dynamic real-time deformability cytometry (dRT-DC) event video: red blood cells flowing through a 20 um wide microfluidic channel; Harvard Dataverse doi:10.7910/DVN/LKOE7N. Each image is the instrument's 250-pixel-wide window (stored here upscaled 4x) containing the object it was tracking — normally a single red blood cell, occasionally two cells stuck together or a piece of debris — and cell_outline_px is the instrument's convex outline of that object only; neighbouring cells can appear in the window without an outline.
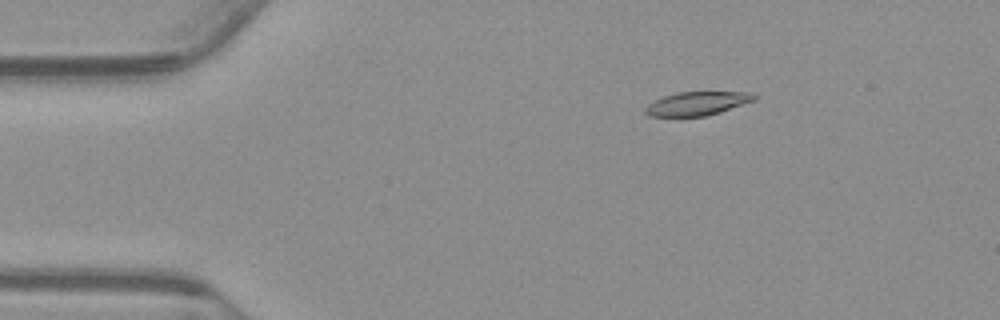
{"species": "common noctule bat (a hibernating species)", "species_latin": "Nyctalus noctula", "temperature_condition": "warm", "stored_images_in_passage": 56, "camera_frame_rate_fps": 3000, "um_per_image_px": 0.085, "animal": {"sex": "male", "body_mass_g": 23.1, "forearm_length_mm": 52.7}, "frame": {"image": 1, "passage_image": 9, "time_ms": 2.667, "image_size_px": [1000, 320], "cell_outline_px": [[756, 100], [720, 112], [704, 116], [648, 116], [644, 112], [644, 108], [648, 104], [664, 96], [676, 92], [752, 92], [756, 96]], "centroid_in_image_um": [59.26, 8.79], "position_along_channel_um": 25.7, "area_um2": 14.97}}
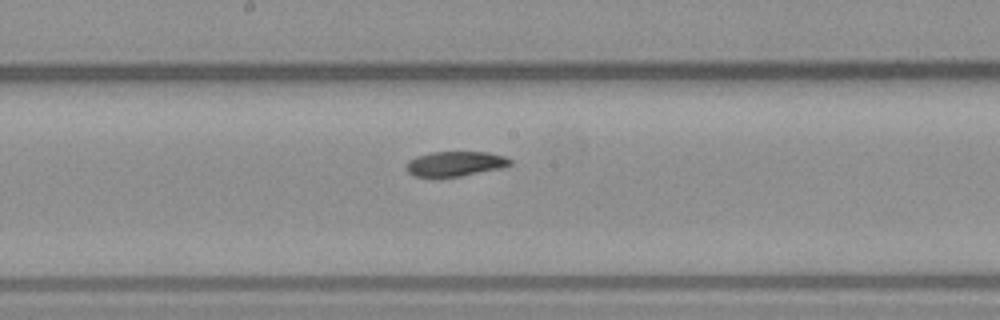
{"frame": {"image": 2, "passage_image": 29, "time_ms": 9.333, "image_size_px": [1000, 320], "cell_outline_px": [[512, 164], [500, 168], [460, 176], [416, 176], [408, 172], [408, 160], [416, 156], [432, 152], [488, 152], [504, 156], [512, 160]], "centroid_in_image_um": [38.72, 13.9], "position_along_channel_um": 209.5, "area_um2": 14.74}}
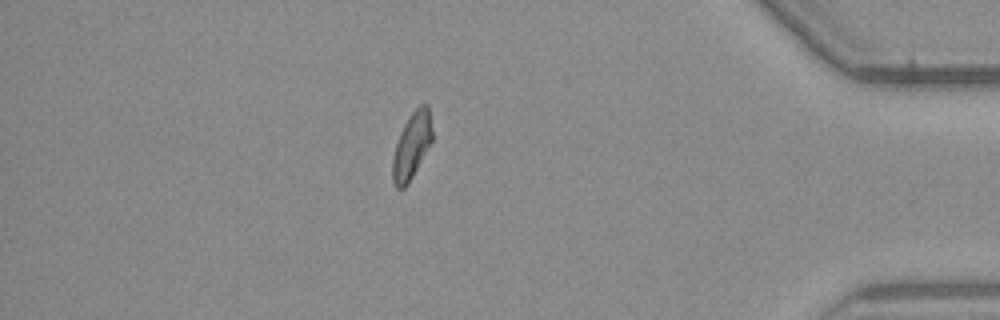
{"frame": {"image": 3, "passage_image": 48, "time_ms": 15.667, "image_size_px": [1000, 320], "cell_outline_px": [[432, 140], [408, 184], [404, 188], [396, 188], [392, 180], [392, 156], [400, 132], [408, 116], [420, 104], [428, 104], [432, 132]], "centroid_in_image_um": [34.97, 12.38], "position_along_channel_um": 400.2, "area_um2": 15.2}, "authors_computed_cell_mechanics": {"area_um2": 15.8661, "velocity_mm_per_s": 3.7116, "shape_relaxation_time_tau1_ms": 8.6202, "shape_relaxation_time_tau2_ms": 6.3603, "deformation_change_tau1": 0.2034, "deformation_change_tau2": 0.1011}}